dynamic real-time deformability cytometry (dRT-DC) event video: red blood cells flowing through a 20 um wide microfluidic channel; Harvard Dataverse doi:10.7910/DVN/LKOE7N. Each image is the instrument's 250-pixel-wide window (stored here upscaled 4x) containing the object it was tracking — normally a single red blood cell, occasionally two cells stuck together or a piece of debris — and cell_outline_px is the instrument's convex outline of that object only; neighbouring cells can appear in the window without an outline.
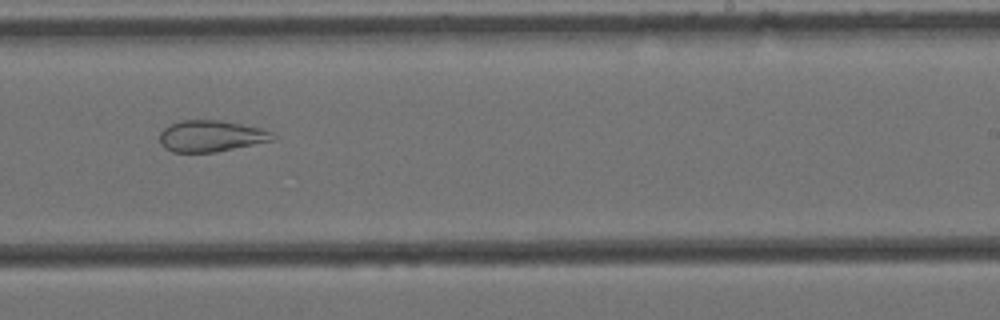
{"species": "Egyptian fruit bat (a non-hibernating species)", "species_latin": "Rousettus aegyptiacus", "temperature_condition": "cold", "stored_images_in_passage": 16, "camera_frame_rate_fps": 3000, "um_per_image_px": 0.085, "animal": {"sex": "female"}, "frame": {"image": 1, "passage_image": 10, "time_ms": 3.0, "image_size_px": [1000, 320], "cell_outline_px": [[276, 140], [216, 152], [172, 152], [164, 148], [160, 144], [160, 132], [164, 128], [180, 120], [220, 120], [260, 128], [272, 132], [276, 136]], "centroid_in_image_um": [17.95, 11.57], "position_along_channel_um": 271.1, "area_um2": 20.75}}
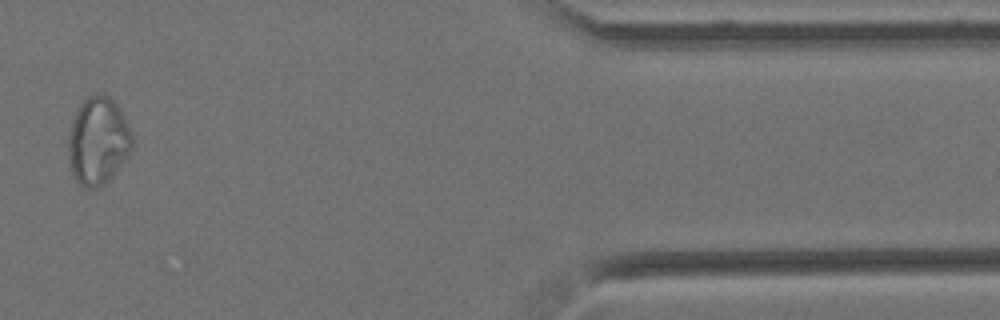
{"frame": {"image": 2, "passage_image": 14, "time_ms": 4.333, "image_size_px": [1000, 320], "cell_outline_px": [[132, 148], [128, 156], [112, 176], [104, 184], [96, 188], [84, 188], [72, 176], [68, 156], [68, 136], [72, 120], [80, 104], [88, 96], [108, 96], [120, 108], [132, 128]], "centroid_in_image_um": [8.34, 12.0], "position_along_channel_um": 403.1, "area_um2": 32.71}}